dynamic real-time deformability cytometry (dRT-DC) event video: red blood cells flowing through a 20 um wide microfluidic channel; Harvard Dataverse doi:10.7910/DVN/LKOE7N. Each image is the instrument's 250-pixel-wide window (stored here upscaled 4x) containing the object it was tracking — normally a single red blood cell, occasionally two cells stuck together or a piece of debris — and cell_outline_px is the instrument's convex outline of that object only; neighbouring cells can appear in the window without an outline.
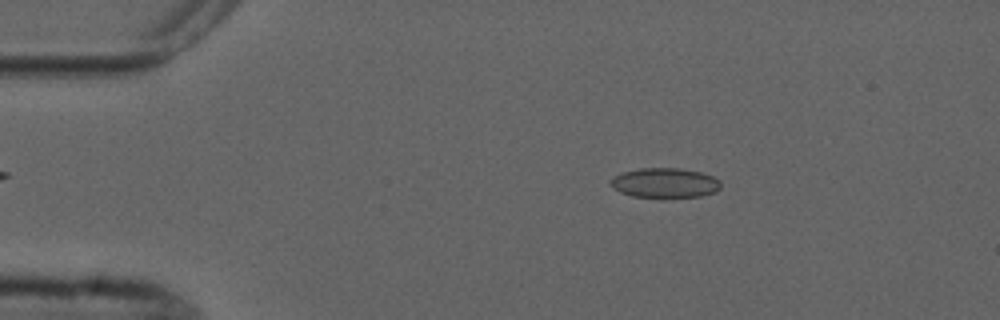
{"species": "common noctule bat (a hibernating species)", "species_latin": "Nyctalus noctula", "temperature_condition": "cold", "stored_images_in_passage": 6, "camera_frame_rate_fps": 3000, "um_per_image_px": 0.085, "animal": {"sex": "male", "forearm_length_mm": 52.5}, "frame": {"image": 1, "passage_image": 2, "time_ms": 1.0, "image_size_px": [1000, 320], "cell_outline_px": [[720, 188], [716, 192], [700, 196], [664, 200], [660, 200], [632, 196], [620, 192], [612, 188], [608, 184], [608, 180], [624, 172], [640, 168], [680, 168], [700, 172], [712, 176], [720, 180]], "centroid_in_image_um": [56.49, 15.59], "position_along_channel_um": 28.5, "area_um2": 19.94}}
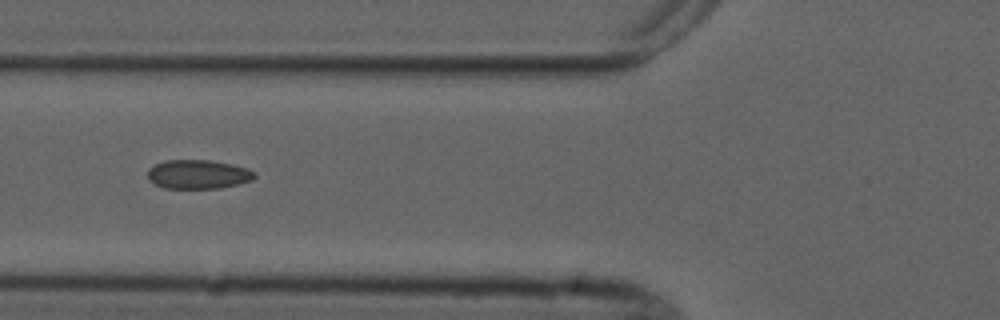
{"frame": {"image": 2, "passage_image": 5, "time_ms": 4.667, "image_size_px": [1000, 320], "cell_outline_px": [[256, 176], [252, 180], [240, 184], [220, 188], [164, 188], [148, 180], [148, 168], [164, 160], [212, 160], [232, 164], [248, 168], [256, 172]], "centroid_in_image_um": [16.87, 14.81], "position_along_channel_um": 108.9, "area_um2": 18.26}}
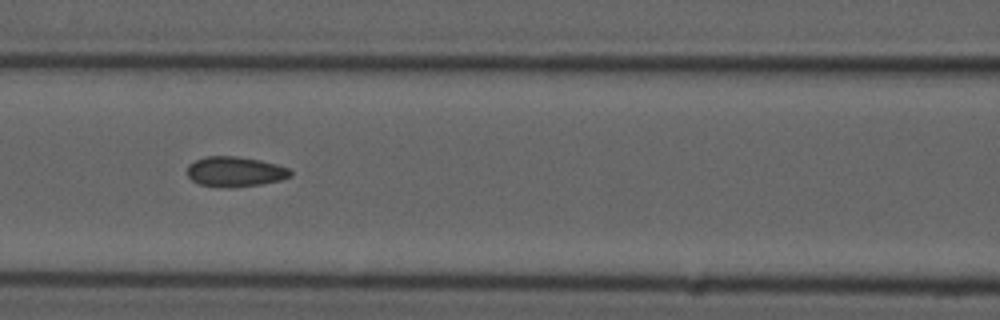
{"frame": {"image": 3, "passage_image": 6, "time_ms": 5.667, "image_size_px": [1000, 320], "cell_outline_px": [[292, 176], [280, 180], [260, 184], [232, 188], [224, 188], [200, 184], [192, 180], [188, 176], [188, 164], [204, 156], [236, 156], [260, 160], [276, 164], [288, 168], [292, 172]], "centroid_in_image_um": [19.98, 14.59], "position_along_channel_um": 146.6, "area_um2": 18.15}}